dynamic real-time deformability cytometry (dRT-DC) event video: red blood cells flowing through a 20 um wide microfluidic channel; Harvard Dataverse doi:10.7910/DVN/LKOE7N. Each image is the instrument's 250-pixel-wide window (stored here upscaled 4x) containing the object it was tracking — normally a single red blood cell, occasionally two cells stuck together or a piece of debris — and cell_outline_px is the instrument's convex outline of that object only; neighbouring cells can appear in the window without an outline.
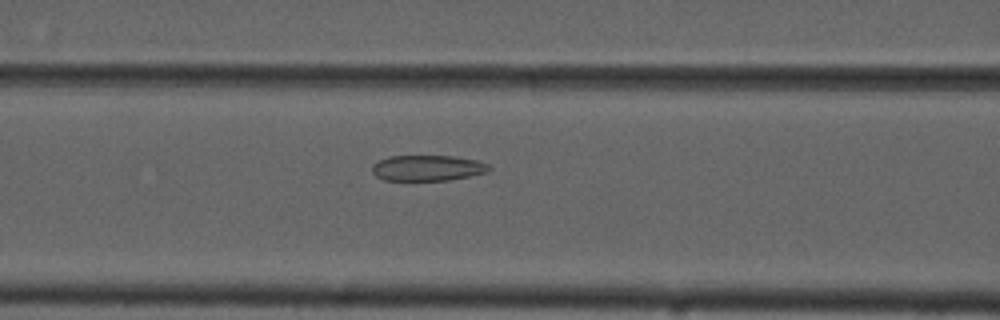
{"species": "common noctule bat (a hibernating species)", "species_latin": "Nyctalus noctula", "temperature_condition": "cold", "stored_images_in_passage": 55, "camera_frame_rate_fps": 3000, "um_per_image_px": 0.085, "animal": {"sex": "male", "forearm_length_mm": 52.5}, "frame": {"image": 1, "passage_image": 23, "time_ms": 7.333, "image_size_px": [1000, 320], "cell_outline_px": [[492, 168], [488, 172], [448, 180], [384, 180], [376, 176], [372, 172], [372, 164], [388, 156], [452, 156], [476, 160], [488, 164]], "centroid_in_image_um": [36.33, 14.28], "position_along_channel_um": 130.3, "area_um2": 17.46}}
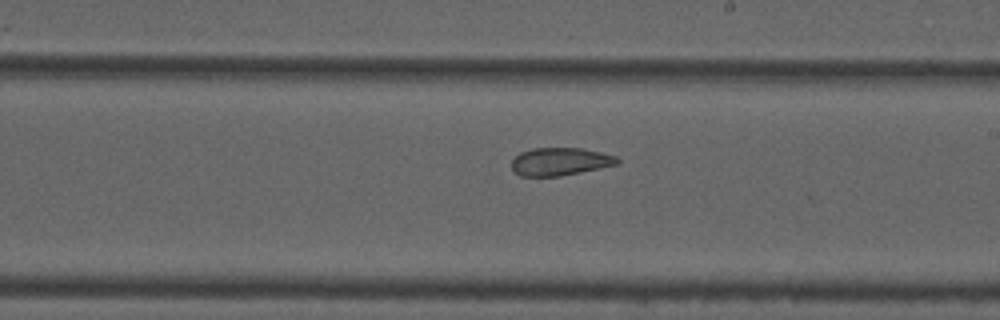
{"frame": {"image": 2, "passage_image": 32, "time_ms": 10.333, "image_size_px": [1000, 320], "cell_outline_px": [[620, 160], [616, 164], [580, 172], [560, 176], [520, 176], [512, 172], [512, 160], [520, 152], [532, 148], [580, 148], [600, 152], [616, 156]], "centroid_in_image_um": [47.55, 13.73], "position_along_channel_um": 241.4, "area_um2": 17.05}}
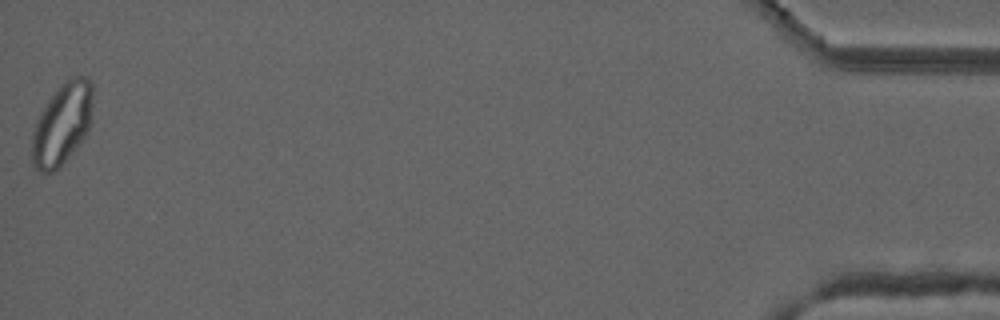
{"frame": {"image": 3, "passage_image": 55, "time_ms": 18.0, "image_size_px": [1000, 320], "cell_outline_px": [[92, 104], [88, 128], [80, 144], [52, 172], [40, 172], [32, 168], [32, 132], [36, 120], [40, 112], [48, 100], [72, 76], [88, 76], [92, 84]], "centroid_in_image_um": [5.26, 10.55], "position_along_channel_um": 429.9, "area_um2": 28.44}, "authors_computed_cell_mechanics": {"area_um2": 22.7732, "velocity_mm_per_s": 3.7148, "shape_relaxation_time_tau1_ms": null, "shape_relaxation_time_tau2_ms": 2.912, "deformation_change_tau1": null, "deformation_change_tau2": 0.0768}}